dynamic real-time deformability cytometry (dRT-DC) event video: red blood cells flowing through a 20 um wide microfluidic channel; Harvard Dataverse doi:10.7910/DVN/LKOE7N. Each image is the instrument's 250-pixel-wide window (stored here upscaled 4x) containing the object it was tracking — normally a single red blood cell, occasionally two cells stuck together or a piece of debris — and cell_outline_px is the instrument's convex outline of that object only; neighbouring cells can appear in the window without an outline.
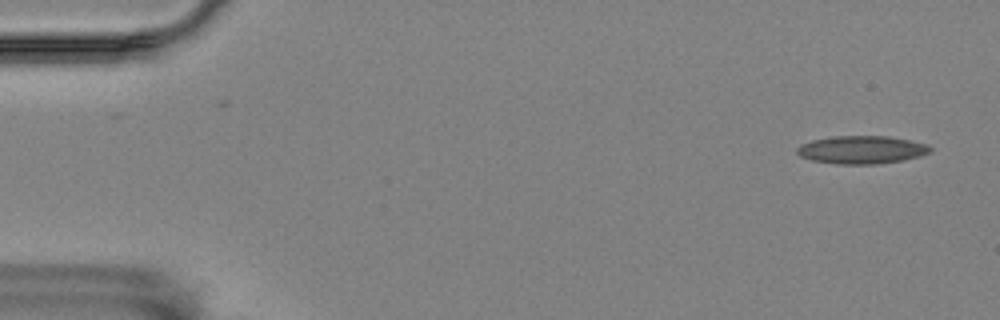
{"species": "Egyptian fruit bat (a non-hibernating species)", "species_latin": "Rousettus aegyptiacus", "temperature_condition": "room temperature", "stored_images_in_passage": 57, "camera_frame_rate_fps": 3000, "um_per_image_px": 0.085, "animal": {"sex": "female"}, "frame": {"image": 1, "passage_image": 3, "time_ms": 0.667, "image_size_px": [1000, 320], "cell_outline_px": [[932, 152], [920, 156], [904, 160], [876, 164], [836, 164], [812, 160], [800, 156], [796, 152], [796, 148], [800, 144], [812, 140], [832, 136], [888, 136], [928, 144], [932, 148]], "centroid_in_image_um": [73.24, 12.73], "position_along_channel_um": 11.8, "area_um2": 21.85}}
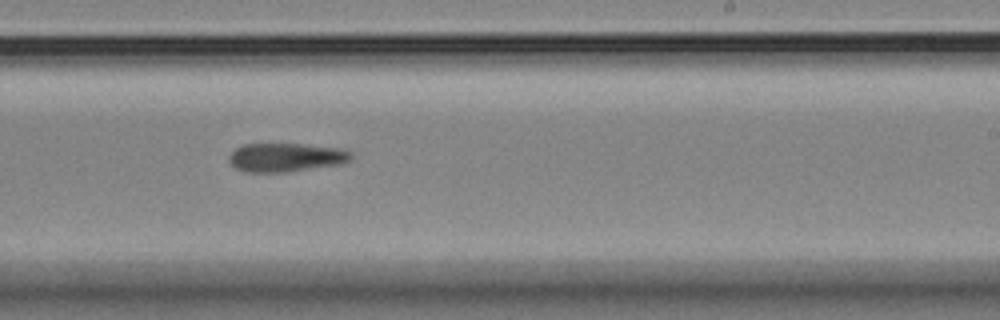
{"frame": {"image": 2, "passage_image": 35, "time_ms": 11.333, "image_size_px": [1000, 320], "cell_outline_px": [[352, 160], [340, 164], [288, 172], [244, 172], [236, 168], [228, 160], [228, 156], [236, 148], [244, 144], [300, 144], [340, 148], [352, 152]], "centroid_in_image_um": [24.31, 13.38], "position_along_channel_um": 264.7, "area_um2": 20.46}}
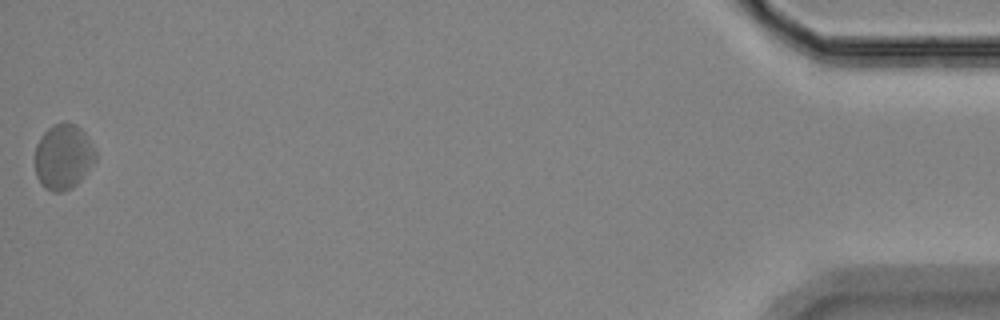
{"frame": {"image": 3, "passage_image": 57, "time_ms": 18.667, "image_size_px": [1000, 320], "cell_outline_px": [[96, 160], [80, 180], [72, 188], [60, 192], [52, 192], [44, 188], [40, 184], [36, 176], [36, 144], [40, 136], [52, 124], [76, 124], [84, 132], [96, 152]], "centroid_in_image_um": [5.36, 13.35], "position_along_channel_um": 429.8, "area_um2": 22.89}}